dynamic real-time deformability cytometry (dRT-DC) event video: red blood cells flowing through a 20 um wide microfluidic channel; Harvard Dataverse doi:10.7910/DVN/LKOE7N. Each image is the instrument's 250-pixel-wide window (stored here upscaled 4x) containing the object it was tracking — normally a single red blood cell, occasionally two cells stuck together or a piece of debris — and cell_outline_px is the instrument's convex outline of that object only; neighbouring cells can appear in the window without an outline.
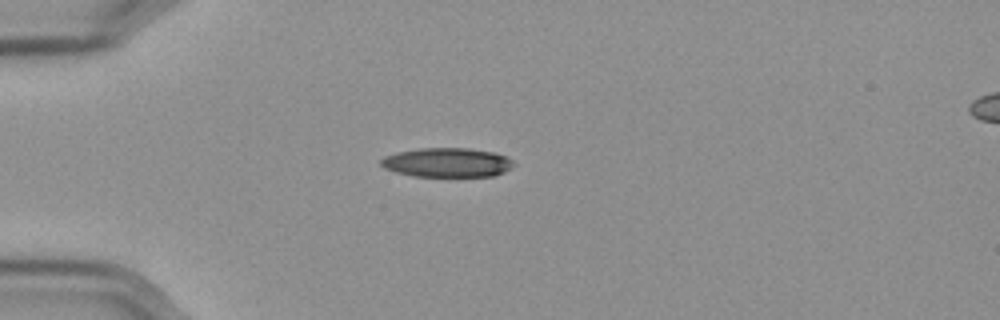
{"species": "Egyptian fruit bat (a non-hibernating species)", "species_latin": "Rousettus aegyptiacus", "temperature_condition": "cold", "stored_images_in_passage": 42, "camera_frame_rate_fps": 3000, "um_per_image_px": 0.085, "frame": {"image": 1, "passage_image": 1, "time_ms": 0.0, "image_size_px": [1000, 320], "cell_outline_px": [[512, 164], [504, 172], [492, 176], [412, 176], [396, 172], [384, 168], [380, 164], [380, 160], [384, 156], [396, 152], [420, 148], [468, 148], [492, 152], [504, 156], [512, 160]], "centroid_in_image_um": [37.93, 13.81], "position_along_channel_um": 47.1, "area_um2": 22.43}}
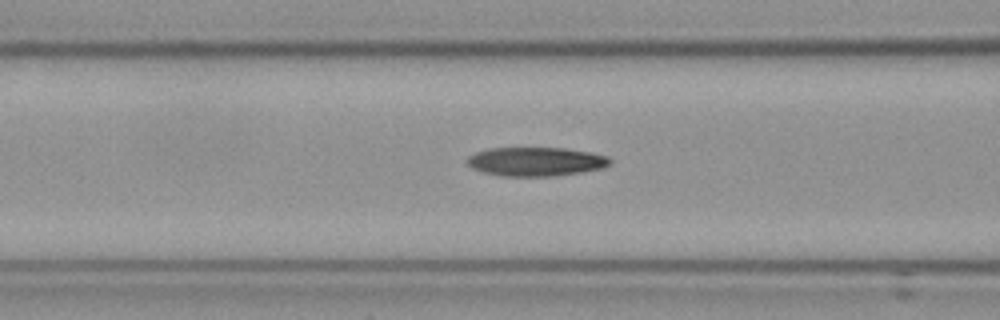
{"frame": {"image": 2, "passage_image": 9, "time_ms": 2.667, "image_size_px": [1000, 320], "cell_outline_px": [[612, 164], [600, 168], [580, 172], [552, 176], [500, 176], [484, 172], [472, 168], [464, 160], [468, 156], [476, 152], [488, 148], [564, 148], [588, 152], [608, 156], [612, 160]], "centroid_in_image_um": [45.51, 13.73], "position_along_channel_um": 121.1, "area_um2": 24.04}}
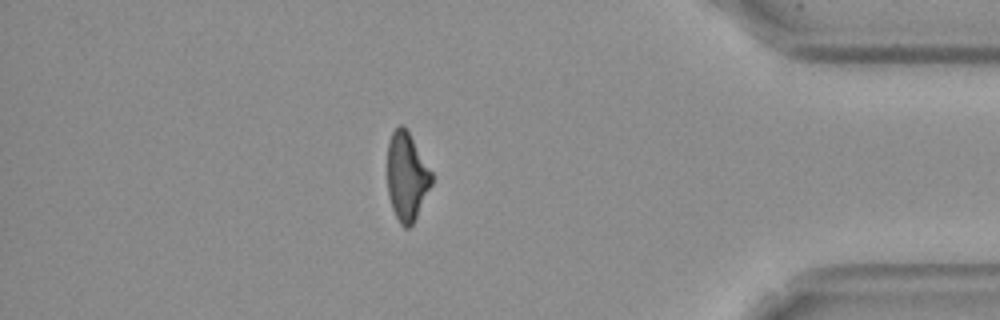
{"frame": {"image": 3, "passage_image": 35, "time_ms": 11.333, "image_size_px": [1000, 320], "cell_outline_px": [[432, 184], [412, 224], [408, 228], [404, 228], [400, 224], [392, 208], [388, 192], [388, 140], [392, 132], [400, 124], [404, 124], [432, 172]], "centroid_in_image_um": [34.57, 14.98], "position_along_channel_um": 400.6, "area_um2": 22.54}, "authors_computed_cell_mechanics": {"area_um2": 23.8136, "velocity_mm_per_s": 3.5943, "shape_relaxation_time_tau1_ms": 11.3176, "shape_relaxation_time_tau2_ms": null, "deformation_change_tau1": 0.2524, "deformation_change_tau2": null}}